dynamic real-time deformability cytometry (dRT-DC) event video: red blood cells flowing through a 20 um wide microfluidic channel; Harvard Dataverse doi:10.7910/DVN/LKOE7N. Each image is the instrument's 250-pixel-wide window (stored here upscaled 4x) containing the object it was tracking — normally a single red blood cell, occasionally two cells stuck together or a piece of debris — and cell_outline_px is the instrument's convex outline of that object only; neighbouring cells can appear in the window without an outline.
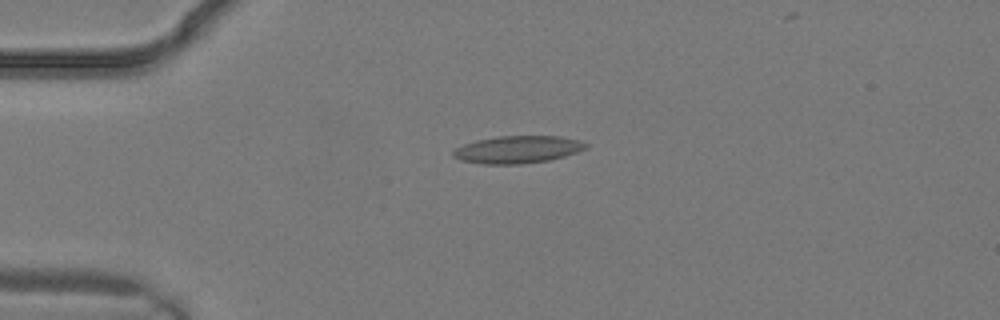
{"species": "common noctule bat (a hibernating species)", "species_latin": "Nyctalus noctula", "temperature_condition": "warm", "stored_images_in_passage": 3, "camera_frame_rate_fps": 3000, "um_per_image_px": 0.085, "animal": {"sex": "male", "body_mass_g": 19.2, "forearm_length_mm": 51.8}, "frame": {"image": 1, "passage_image": 3, "time_ms": 0.667, "image_size_px": [1000, 320], "cell_outline_px": [[588, 148], [564, 156], [548, 160], [520, 164], [480, 164], [460, 160], [452, 156], [452, 152], [456, 148], [464, 144], [476, 140], [500, 136], [560, 136], [580, 140], [588, 144]], "centroid_in_image_um": [43.99, 12.71], "position_along_channel_um": 41.0, "area_um2": 21.21}}